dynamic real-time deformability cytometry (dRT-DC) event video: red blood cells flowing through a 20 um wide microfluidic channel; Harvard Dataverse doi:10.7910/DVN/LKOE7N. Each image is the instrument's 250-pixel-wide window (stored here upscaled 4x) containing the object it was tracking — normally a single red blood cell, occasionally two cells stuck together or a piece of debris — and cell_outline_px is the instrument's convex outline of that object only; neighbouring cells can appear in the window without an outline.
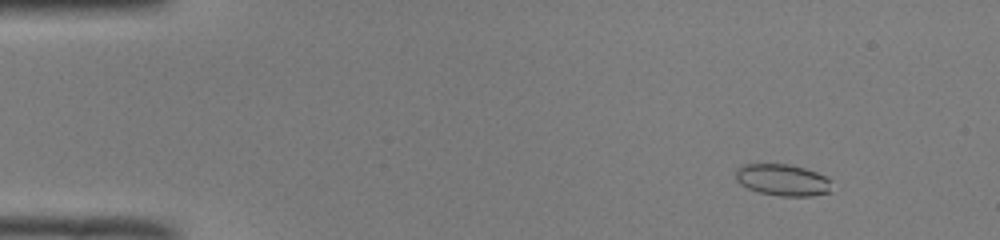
{"species": "common noctule bat (a hibernating species)", "species_latin": "Nyctalus noctula", "temperature_condition": "room temperature", "stored_images_in_passage": 48, "camera_frame_rate_fps": 3000, "um_per_image_px": 0.085, "animal": {"sex": "male", "body_mass_g": 19.0, "forearm_length_mm": 50.8}, "frame": {"image": 1, "passage_image": 7, "time_ms": 2.0, "image_size_px": [1000, 240], "cell_outline_px": [[832, 192], [812, 196], [780, 196], [760, 192], [748, 188], [740, 184], [736, 180], [736, 168], [744, 164], [788, 164], [804, 168], [816, 172], [832, 180]], "centroid_in_image_um": [66.56, 15.3], "position_along_channel_um": 18.4, "area_um2": 17.86}}
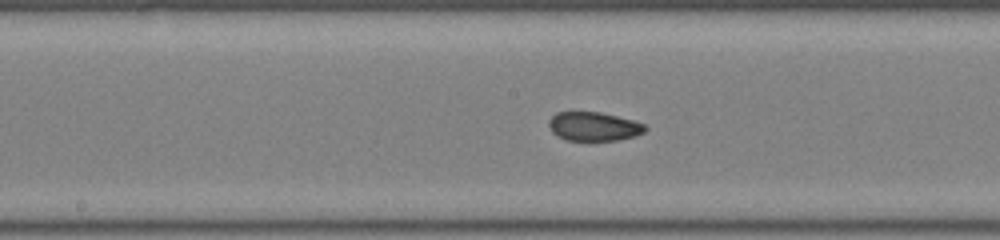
{"frame": {"image": 2, "passage_image": 28, "time_ms": 9.0, "image_size_px": [1000, 240], "cell_outline_px": [[648, 128], [644, 132], [636, 136], [616, 140], [564, 140], [552, 132], [548, 124], [548, 120], [556, 112], [600, 112], [632, 120], [644, 124]], "centroid_in_image_um": [50.45, 10.75], "position_along_channel_um": 197.7, "area_um2": 16.18}}
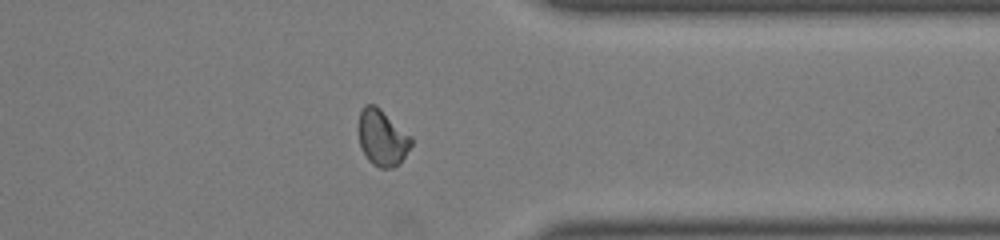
{"frame": {"image": 3, "passage_image": 42, "time_ms": 13.667, "image_size_px": [1000, 240], "cell_outline_px": [[412, 144], [404, 156], [392, 168], [380, 168], [372, 164], [368, 160], [360, 144], [360, 112], [364, 104], [376, 104], [412, 136]], "centroid_in_image_um": [32.51, 11.68], "position_along_channel_um": 378.9, "area_um2": 16.99}}